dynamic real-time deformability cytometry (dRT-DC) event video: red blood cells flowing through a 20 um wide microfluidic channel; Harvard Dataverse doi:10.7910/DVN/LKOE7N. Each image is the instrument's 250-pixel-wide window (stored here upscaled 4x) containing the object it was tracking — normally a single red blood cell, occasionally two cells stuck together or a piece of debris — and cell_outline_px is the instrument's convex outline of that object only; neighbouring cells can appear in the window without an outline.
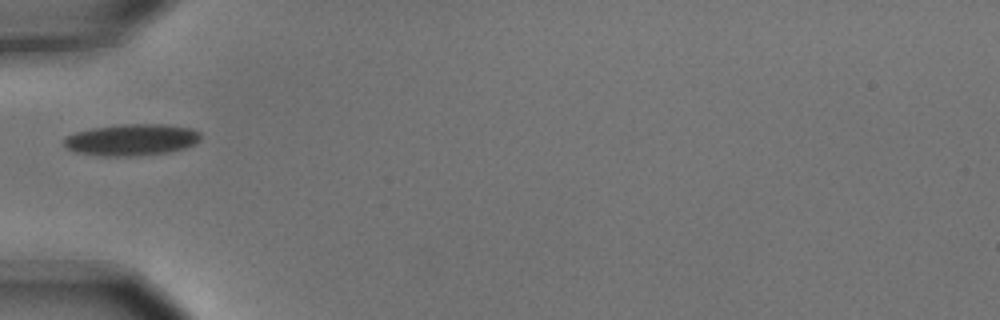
{"species": "common noctule bat (a hibernating species)", "species_latin": "Nyctalus noctula", "temperature_condition": "cold", "stored_images_in_passage": 7, "camera_frame_rate_fps": 3000, "um_per_image_px": 0.085, "animal": {"sex": "male", "body_mass_g": 15.6}, "frame": {"image": 1, "passage_image": 4, "time_ms": 1.0, "image_size_px": [1000, 320], "cell_outline_px": [[200, 140], [196, 144], [184, 148], [168, 152], [136, 156], [100, 156], [76, 152], [68, 148], [64, 144], [64, 136], [76, 132], [92, 128], [120, 124], [164, 124], [192, 128], [200, 132]], "centroid_in_image_um": [11.2, 11.88], "position_along_channel_um": 73.8, "area_um2": 25.32}}
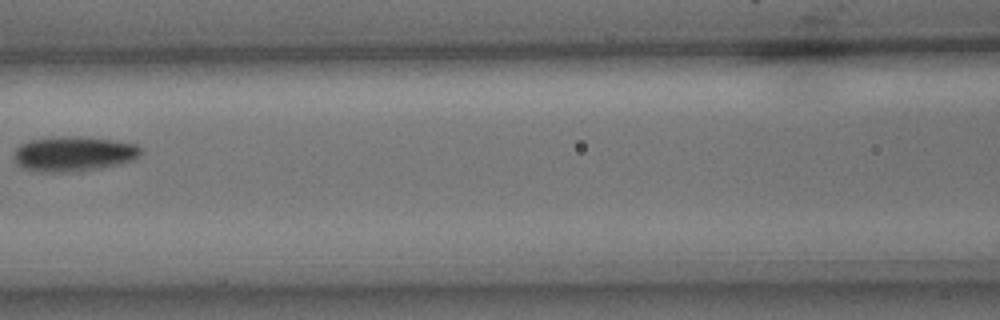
{"frame": {"image": 2, "passage_image": 6, "time_ms": 1.667, "image_size_px": [1000, 320], "cell_outline_px": [[140, 156], [136, 160], [120, 164], [100, 168], [68, 172], [32, 172], [16, 164], [12, 156], [16, 148], [20, 144], [28, 140], [52, 136], [72, 136], [112, 140], [136, 144], [140, 148]], "centroid_in_image_um": [6.2, 13.08], "position_along_channel_um": 160.4, "area_um2": 26.24}}
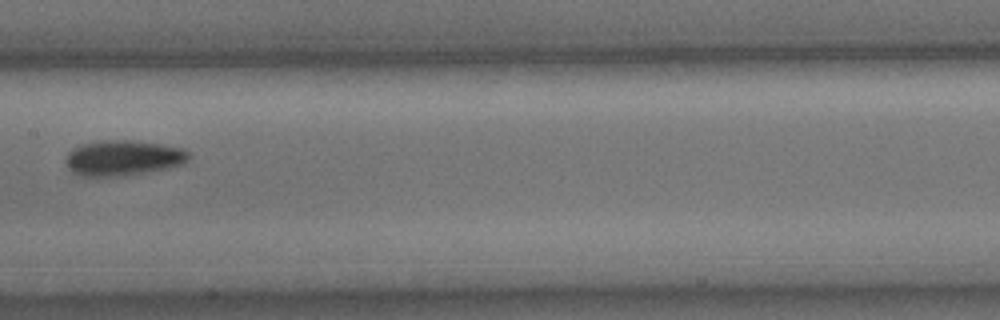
{"frame": {"image": 3, "passage_image": 7, "time_ms": 2.0, "image_size_px": [1000, 320], "cell_outline_px": [[188, 160], [180, 164], [164, 168], [116, 176], [80, 176], [72, 172], [68, 168], [64, 160], [68, 152], [72, 148], [80, 144], [104, 140], [128, 140], [160, 144], [184, 148], [188, 152]], "centroid_in_image_um": [10.38, 13.4], "position_along_channel_um": 197.0, "area_um2": 25.03}}